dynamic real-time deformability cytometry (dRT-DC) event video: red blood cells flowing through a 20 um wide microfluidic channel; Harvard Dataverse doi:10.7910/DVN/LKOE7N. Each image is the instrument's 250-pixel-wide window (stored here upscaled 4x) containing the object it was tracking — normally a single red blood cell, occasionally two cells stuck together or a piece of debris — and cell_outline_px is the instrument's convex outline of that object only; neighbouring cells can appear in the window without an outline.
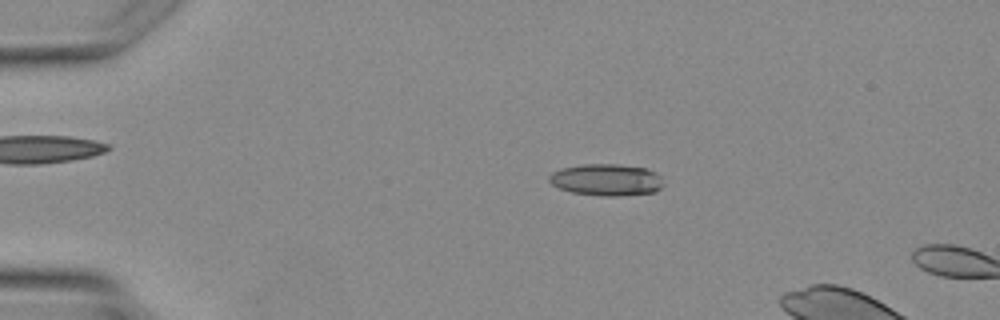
{"species": "Egyptian fruit bat (a non-hibernating species)", "species_latin": "Rousettus aegyptiacus", "temperature_condition": "warm", "stored_images_in_passage": 2, "camera_frame_rate_fps": 3000, "um_per_image_px": 0.085, "animal": {"sex": "female"}, "frame": {"image": 1, "passage_image": 1, "time_ms": 0.0, "image_size_px": [1000, 320], "cell_outline_px": [[664, 184], [656, 192], [616, 196], [604, 196], [572, 192], [560, 188], [552, 184], [548, 180], [548, 176], [552, 172], [560, 168], [584, 164], [620, 164], [648, 168], [656, 172], [660, 176]], "centroid_in_image_um": [51.56, 15.27], "position_along_channel_um": 33.4, "area_um2": 21.33}}